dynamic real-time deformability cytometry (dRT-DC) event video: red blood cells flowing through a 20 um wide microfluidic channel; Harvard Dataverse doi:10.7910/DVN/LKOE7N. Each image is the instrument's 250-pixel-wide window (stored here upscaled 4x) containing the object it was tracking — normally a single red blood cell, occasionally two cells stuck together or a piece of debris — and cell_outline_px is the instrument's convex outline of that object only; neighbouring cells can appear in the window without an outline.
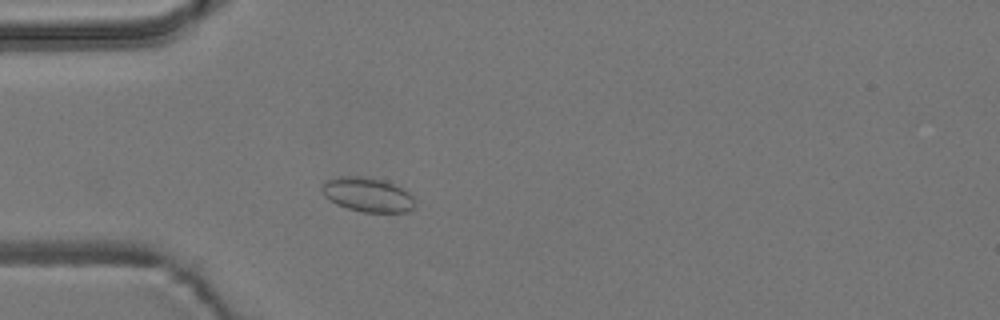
{"species": "common noctule bat (a hibernating species)", "species_latin": "Nyctalus noctula", "temperature_condition": "room temperature", "stored_images_in_passage": 42, "camera_frame_rate_fps": 3000, "um_per_image_px": 0.085, "animal": {"sex": "male", "body_mass_g": 19.2, "forearm_length_mm": 51.8}, "frame": {"image": 1, "passage_image": 9, "time_ms": 2.667, "image_size_px": [1000, 320], "cell_outline_px": [[416, 204], [412, 208], [404, 212], [364, 212], [348, 208], [336, 204], [324, 196], [320, 188], [328, 180], [344, 176], [360, 176], [384, 180], [408, 192], [412, 196]], "centroid_in_image_um": [31.24, 16.55], "position_along_channel_um": 53.8, "area_um2": 18.32}}
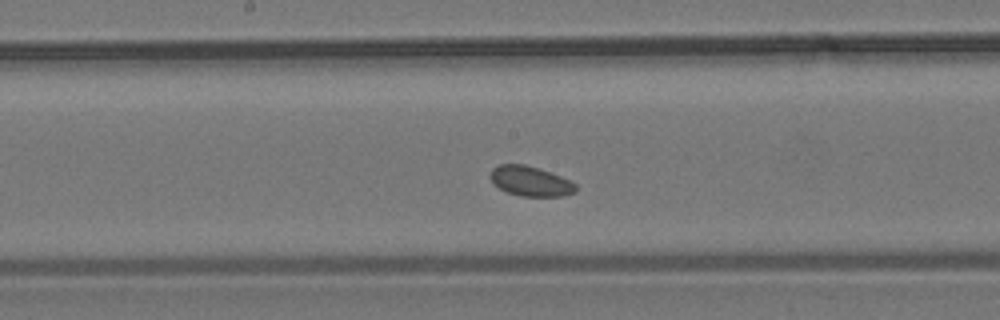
{"frame": {"image": 2, "passage_image": 22, "time_ms": 7.0, "image_size_px": [1000, 320], "cell_outline_px": [[576, 192], [564, 196], [520, 196], [508, 192], [500, 188], [492, 180], [492, 168], [500, 164], [524, 164], [560, 176], [576, 184]], "centroid_in_image_um": [45.11, 15.41], "position_along_channel_um": 203.1, "area_um2": 14.51}}
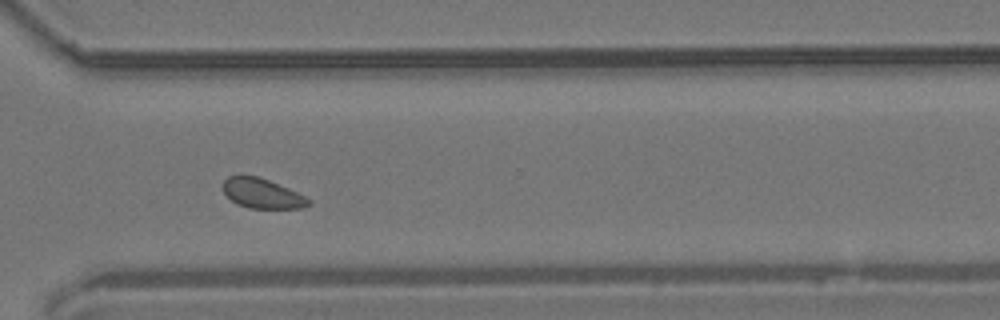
{"frame": {"image": 3, "passage_image": 34, "time_ms": 11.0, "image_size_px": [1000, 320], "cell_outline_px": [[312, 204], [304, 208], [248, 208], [236, 204], [224, 192], [224, 180], [228, 176], [260, 176], [288, 188], [312, 200]], "centroid_in_image_um": [22.32, 16.45], "position_along_channel_um": 348.3, "area_um2": 14.8}}